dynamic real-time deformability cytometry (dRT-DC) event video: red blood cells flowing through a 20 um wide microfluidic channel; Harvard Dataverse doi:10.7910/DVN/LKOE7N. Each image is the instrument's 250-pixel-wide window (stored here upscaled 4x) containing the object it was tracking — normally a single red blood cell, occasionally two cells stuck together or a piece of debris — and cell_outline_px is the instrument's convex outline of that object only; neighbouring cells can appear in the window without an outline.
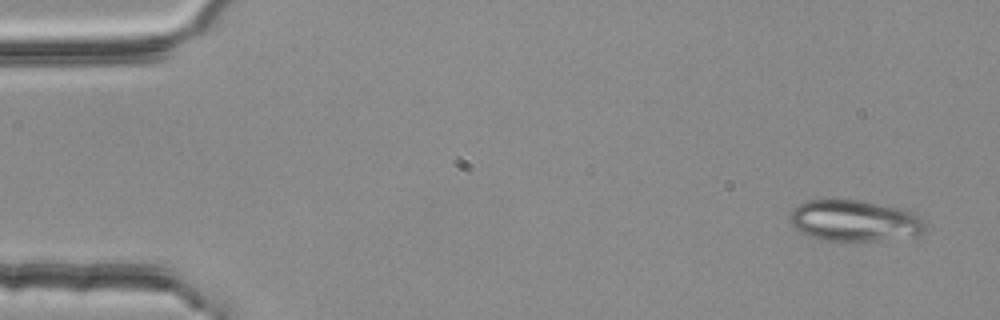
{"species": "common noctule bat (a hibernating species)", "species_latin": "Nyctalus noctula", "temperature_condition": "room temperature", "stored_images_in_passage": 4, "camera_frame_rate_fps": 3000, "um_per_image_px": 0.085, "animal": {"sex": "female", "body_mass_g": 25.1}, "frame": {"image": 1, "passage_image": 1, "time_ms": 0.0, "image_size_px": [1000, 320], "cell_outline_px": [[924, 232], [916, 236], [876, 240], [820, 240], [800, 232], [788, 220], [788, 216], [792, 208], [796, 204], [808, 200], [860, 200], [904, 208], [920, 216], [924, 220]], "centroid_in_image_um": [72.61, 18.74], "position_along_channel_um": 12.4, "area_um2": 32.71}}